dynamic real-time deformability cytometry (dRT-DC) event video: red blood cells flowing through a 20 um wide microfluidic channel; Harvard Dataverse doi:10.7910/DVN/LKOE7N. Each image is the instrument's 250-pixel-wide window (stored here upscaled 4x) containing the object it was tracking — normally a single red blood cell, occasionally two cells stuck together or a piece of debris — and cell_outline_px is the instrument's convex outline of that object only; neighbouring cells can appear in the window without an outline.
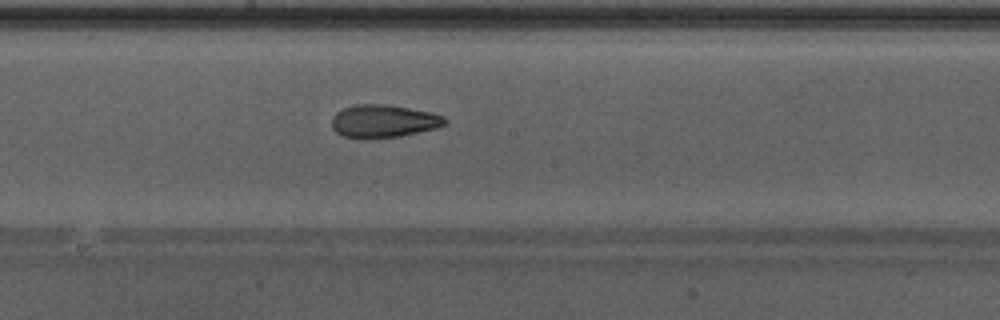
{"species": "Egyptian fruit bat (a non-hibernating species)", "species_latin": "Rousettus aegyptiacus", "temperature_condition": "warm", "stored_images_in_passage": 40, "camera_frame_rate_fps": 3000, "um_per_image_px": 0.085, "animal": {"sex": "male"}, "frame": {"image": 1, "passage_image": 18, "time_ms": 5.667, "image_size_px": [1000, 320], "cell_outline_px": [[448, 124], [436, 128], [400, 136], [364, 140], [360, 140], [344, 136], [336, 132], [332, 128], [332, 116], [336, 112], [344, 108], [356, 104], [384, 104], [432, 112], [444, 116], [448, 120]], "centroid_in_image_um": [32.6, 10.31], "position_along_channel_um": 215.6, "area_um2": 22.02}}
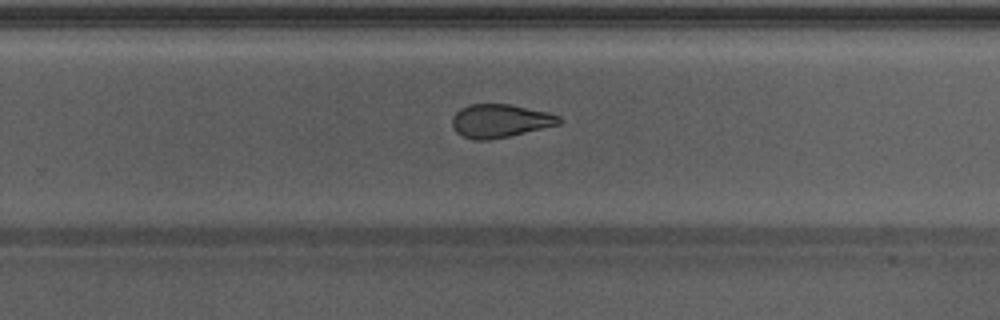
{"frame": {"image": 2, "passage_image": 23, "time_ms": 7.333, "image_size_px": [1000, 320], "cell_outline_px": [[564, 120], [560, 124], [508, 136], [488, 140], [476, 140], [464, 136], [456, 132], [452, 124], [452, 116], [460, 108], [468, 104], [508, 104], [548, 112], [560, 116]], "centroid_in_image_um": [42.51, 10.26], "position_along_channel_um": 287.3, "area_um2": 20.69}, "authors_computed_cell_mechanics": {"area_um2": 22.2819, "velocity_mm_per_s": 4.3182, "shape_relaxation_time_tau1_ms": null, "shape_relaxation_time_tau2_ms": 2.6809, "deformation_change_tau1": null, "deformation_change_tau2": 0.1094}}